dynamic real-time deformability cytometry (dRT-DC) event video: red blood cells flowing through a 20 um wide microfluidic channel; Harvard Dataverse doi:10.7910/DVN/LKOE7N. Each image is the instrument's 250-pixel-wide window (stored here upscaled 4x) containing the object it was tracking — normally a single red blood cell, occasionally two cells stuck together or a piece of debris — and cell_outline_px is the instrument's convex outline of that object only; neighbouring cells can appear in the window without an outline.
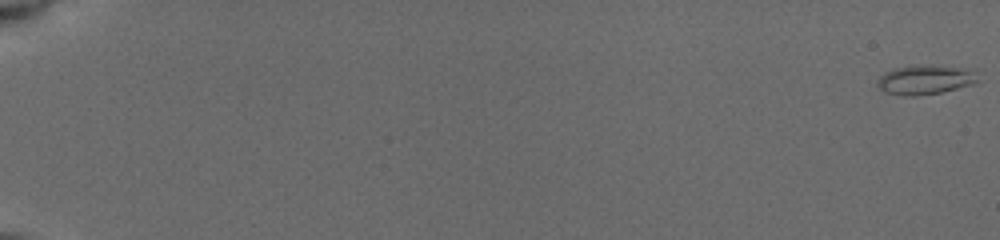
{"species": "common noctule bat (a hibernating species)", "species_latin": "Nyctalus noctula", "temperature_condition": "cold", "stored_images_in_passage": 12, "camera_frame_rate_fps": 3000, "um_per_image_px": 0.085, "animal": {"sex": "female", "body_mass_g": 19.5, "forearm_length_mm": 54.1}, "frame": {"image": 1, "passage_image": 1, "time_ms": 0.0, "image_size_px": [1000, 240], "cell_outline_px": [[976, 80], [972, 84], [940, 92], [916, 96], [904, 96], [884, 92], [876, 84], [876, 80], [884, 72], [896, 68], [976, 68]], "centroid_in_image_um": [78.59, 6.83], "position_along_channel_um": 6.4, "area_um2": 16.24}}